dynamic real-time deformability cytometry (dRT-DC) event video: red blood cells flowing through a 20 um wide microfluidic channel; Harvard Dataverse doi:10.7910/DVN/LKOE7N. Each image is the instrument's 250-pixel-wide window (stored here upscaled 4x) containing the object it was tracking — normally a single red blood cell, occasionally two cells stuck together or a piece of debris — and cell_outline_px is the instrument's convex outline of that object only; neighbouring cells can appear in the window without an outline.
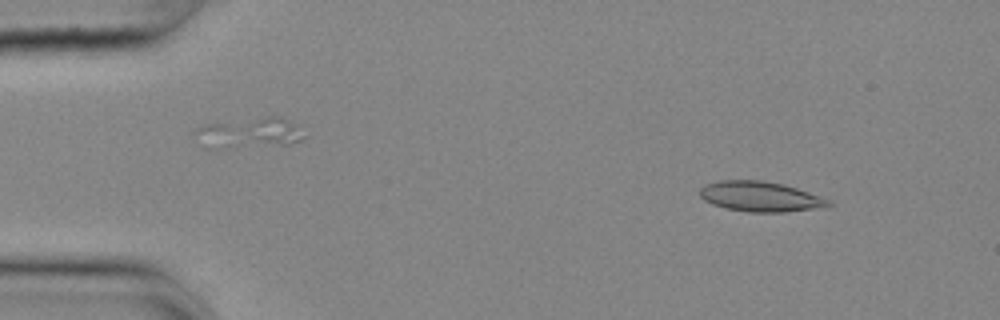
{"species": "common noctule bat (a hibernating species)", "species_latin": "Nyctalus noctula", "temperature_condition": "cold", "stored_images_in_passage": 55, "camera_frame_rate_fps": 3000, "um_per_image_px": 0.085, "animal": {"sex": "female", "body_mass_g": 25.1}, "frame": {"image": 1, "passage_image": 6, "time_ms": 1.667, "image_size_px": [1000, 320], "cell_outline_px": [[832, 204], [812, 208], [784, 212], [748, 212], [728, 208], [712, 204], [704, 200], [700, 196], [700, 188], [704, 184], [720, 180], [760, 180], [784, 184], [808, 192], [828, 200]], "centroid_in_image_um": [64.54, 16.69], "position_along_channel_um": 20.5, "area_um2": 22.2}}
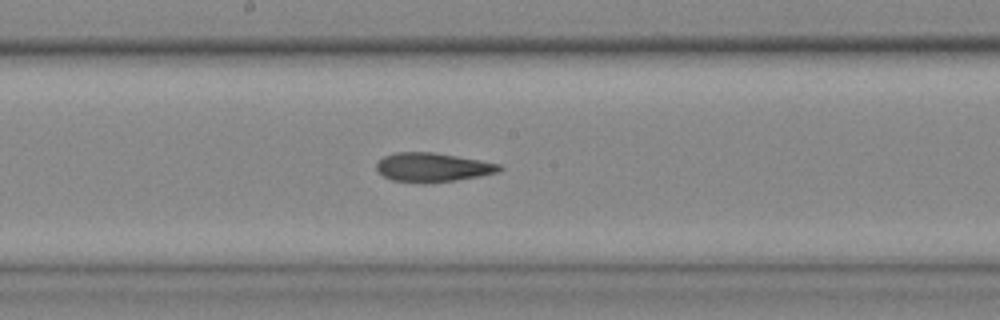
{"frame": {"image": 2, "passage_image": 29, "time_ms": 9.333, "image_size_px": [1000, 320], "cell_outline_px": [[504, 168], [496, 172], [480, 176], [456, 180], [392, 180], [384, 176], [376, 168], [376, 164], [384, 156], [396, 152], [432, 152], [480, 160], [500, 164]], "centroid_in_image_um": [36.8, 14.17], "position_along_channel_um": 211.4, "area_um2": 19.83}}
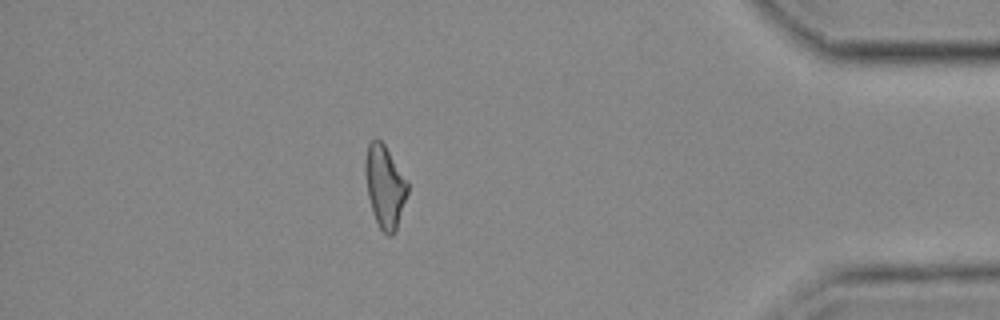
{"frame": {"image": 3, "passage_image": 48, "time_ms": 15.667, "image_size_px": [1000, 320], "cell_outline_px": [[408, 192], [396, 228], [392, 236], [388, 236], [380, 228], [372, 212], [368, 196], [364, 172], [364, 160], [368, 144], [376, 136], [384, 144], [408, 180]], "centroid_in_image_um": [32.69, 15.8], "position_along_channel_um": 402.5, "area_um2": 20.4}, "authors_computed_cell_mechanics": {"area_um2": 21.097, "velocity_mm_per_s": 3.6458, "shape_relaxation_time_tau1_ms": 5.4254, "shape_relaxation_time_tau2_ms": 3.576, "deformation_change_tau1": 0.1737, "deformation_change_tau2": 0.1427}}